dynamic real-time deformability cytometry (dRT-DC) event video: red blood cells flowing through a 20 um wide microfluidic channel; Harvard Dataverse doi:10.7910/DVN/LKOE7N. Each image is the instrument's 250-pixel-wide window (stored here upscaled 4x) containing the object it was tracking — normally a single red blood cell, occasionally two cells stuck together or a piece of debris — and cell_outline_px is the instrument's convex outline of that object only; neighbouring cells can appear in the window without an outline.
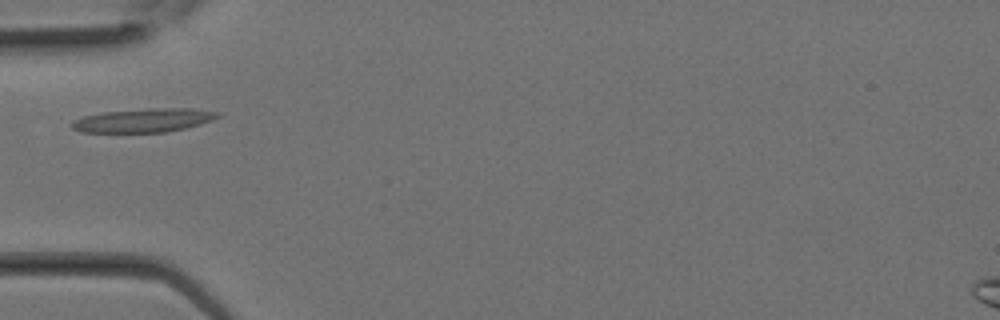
{"species": "Egyptian fruit bat (a non-hibernating species)", "species_latin": "Rousettus aegyptiacus", "temperature_condition": "room temperature", "stored_images_in_passage": 6, "camera_frame_rate_fps": 3000, "um_per_image_px": 0.085, "animal": {"sex": "female"}, "frame": {"image": 1, "passage_image": 5, "time_ms": 1.333, "image_size_px": [1000, 320], "cell_outline_px": [[220, 116], [212, 120], [200, 124], [184, 128], [164, 132], [80, 132], [72, 128], [72, 120], [84, 116], [104, 112], [148, 108], [192, 108], [220, 112]], "centroid_in_image_um": [12.22, 10.22], "position_along_channel_um": 72.8, "area_um2": 20.11}}